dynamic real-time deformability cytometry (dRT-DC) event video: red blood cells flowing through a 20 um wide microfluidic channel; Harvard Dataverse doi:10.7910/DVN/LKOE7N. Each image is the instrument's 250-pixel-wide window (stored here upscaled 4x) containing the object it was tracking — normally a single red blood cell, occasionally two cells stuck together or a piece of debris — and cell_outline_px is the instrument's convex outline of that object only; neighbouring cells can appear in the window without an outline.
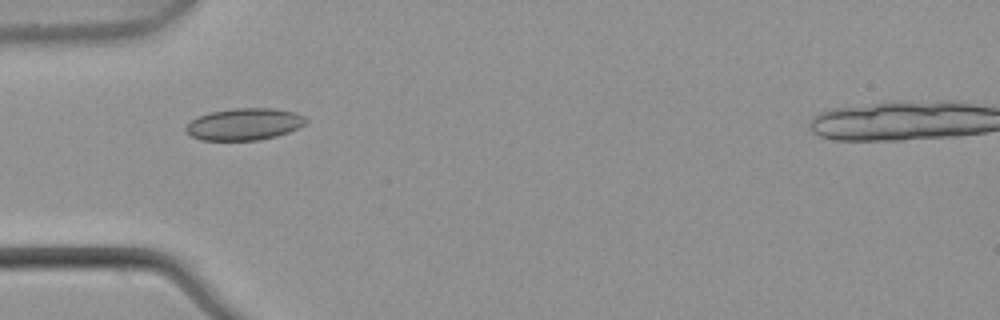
{"species": "common noctule bat (a hibernating species)", "species_latin": "Nyctalus noctula", "temperature_condition": "warm", "stored_images_in_passage": 4, "camera_frame_rate_fps": 3000, "um_per_image_px": 0.085, "animal": {"sex": "male", "body_mass_g": 21.5, "forearm_length_mm": 52.0}, "frame": {"image": 1, "passage_image": 4, "time_ms": 1.0, "image_size_px": [1000, 320], "cell_outline_px": [[308, 120], [304, 124], [288, 132], [276, 136], [260, 140], [200, 140], [184, 132], [184, 128], [192, 120], [200, 116], [212, 112], [232, 108], [272, 108], [296, 112], [304, 116]], "centroid_in_image_um": [20.76, 10.55], "position_along_channel_um": 64.2, "area_um2": 22.25}}